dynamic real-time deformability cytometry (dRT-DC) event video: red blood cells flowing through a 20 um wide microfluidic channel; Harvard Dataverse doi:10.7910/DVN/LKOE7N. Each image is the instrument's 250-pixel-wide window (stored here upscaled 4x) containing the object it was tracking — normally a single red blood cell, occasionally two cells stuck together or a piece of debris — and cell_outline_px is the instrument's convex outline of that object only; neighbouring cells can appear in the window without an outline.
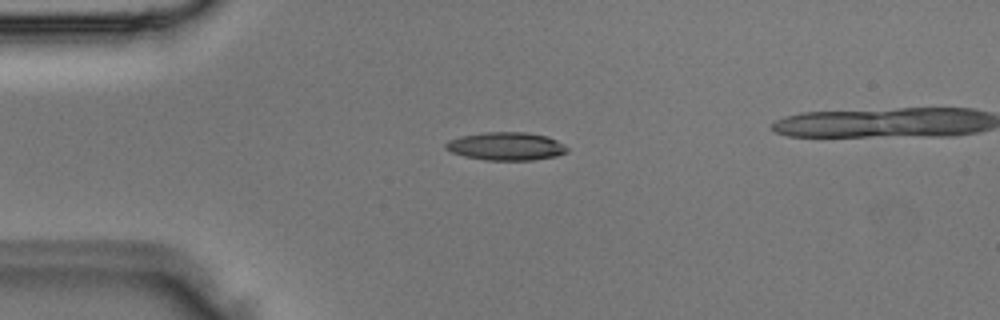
{"species": "Egyptian fruit bat (a non-hibernating species)", "species_latin": "Rousettus aegyptiacus", "temperature_condition": "room temperature", "stored_images_in_passage": 3, "camera_frame_rate_fps": 3000, "um_per_image_px": 0.085, "animal": {"sex": "male"}, "frame": {"image": 1, "passage_image": 2, "time_ms": 0.333, "image_size_px": [1000, 320], "cell_outline_px": [[568, 152], [556, 156], [532, 160], [488, 160], [464, 156], [452, 152], [444, 148], [444, 144], [448, 140], [460, 136], [484, 132], [528, 132], [548, 136], [564, 144], [568, 148]], "centroid_in_image_um": [43.02, 12.42], "position_along_channel_um": 42.0, "area_um2": 20.0}}